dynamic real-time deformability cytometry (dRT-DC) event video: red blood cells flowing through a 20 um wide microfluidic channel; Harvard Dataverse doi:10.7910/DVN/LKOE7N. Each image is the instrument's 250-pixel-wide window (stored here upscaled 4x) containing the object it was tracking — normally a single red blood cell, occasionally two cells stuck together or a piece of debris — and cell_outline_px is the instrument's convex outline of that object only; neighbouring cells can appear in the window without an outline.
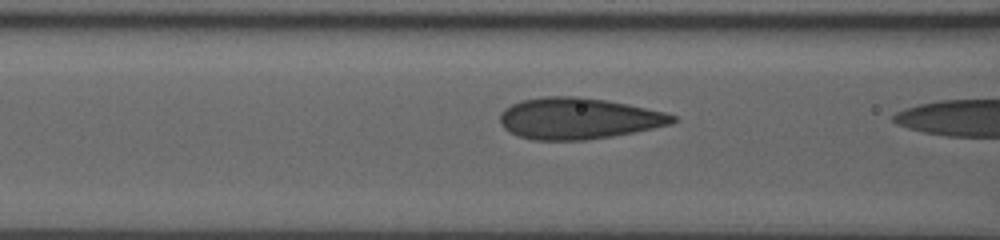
{"species": "human", "species_latin": "Homo sapiens", "temperature_condition": "room temperature", "stored_images_in_passage": 19, "camera_frame_rate_fps": 3000, "um_per_image_px": 0.085, "donor": {"sex": "male"}, "frame": {"image": 1, "passage_image": 18, "time_ms": 5.667, "image_size_px": [1000, 240], "cell_outline_px": [[676, 120], [672, 124], [612, 136], [584, 140], [532, 140], [516, 136], [504, 128], [500, 124], [500, 112], [504, 108], [520, 100], [544, 96], [580, 96], [628, 104], [664, 112], [676, 116]], "centroid_in_image_um": [49.11, 10.06], "position_along_channel_um": 117.5, "area_um2": 41.62}}